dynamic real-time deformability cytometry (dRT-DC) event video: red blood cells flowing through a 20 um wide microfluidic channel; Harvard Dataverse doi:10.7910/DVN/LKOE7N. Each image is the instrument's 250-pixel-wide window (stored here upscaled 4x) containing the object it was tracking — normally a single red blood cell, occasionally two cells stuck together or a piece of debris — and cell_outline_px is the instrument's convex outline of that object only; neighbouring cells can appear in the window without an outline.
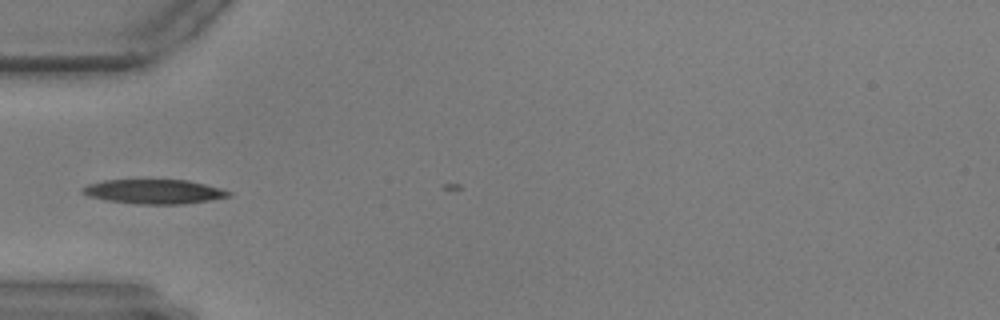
{"species": "common noctule bat (a hibernating species)", "species_latin": "Nyctalus noctula", "temperature_condition": "warm", "stored_images_in_passage": 2, "camera_frame_rate_fps": 3000, "um_per_image_px": 0.085, "animal": {"sex": "male", "body_mass_g": 17.9, "forearm_length_mm": 54.2}, "frame": {"image": 1, "passage_image": 1, "time_ms": 0.0, "image_size_px": [1000, 320], "cell_outline_px": [[232, 196], [184, 204], [136, 204], [108, 200], [88, 196], [80, 192], [80, 188], [88, 184], [104, 180], [188, 180], [220, 188], [232, 192]], "centroid_in_image_um": [13.07, 16.28], "position_along_channel_um": 71.9, "area_um2": 20.75}}